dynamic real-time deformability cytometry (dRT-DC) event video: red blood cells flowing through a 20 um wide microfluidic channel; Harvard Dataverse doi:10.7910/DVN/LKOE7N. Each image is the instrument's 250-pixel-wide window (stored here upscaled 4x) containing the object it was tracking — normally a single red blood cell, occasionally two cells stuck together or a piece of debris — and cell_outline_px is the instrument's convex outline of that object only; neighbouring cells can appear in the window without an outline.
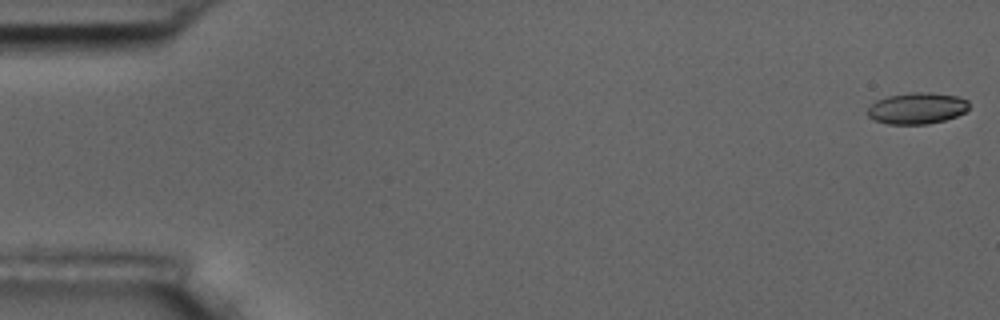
{"species": "common noctule bat (a hibernating species)", "species_latin": "Nyctalus noctula", "temperature_condition": "room temperature", "stored_images_in_passage": 5, "camera_frame_rate_fps": 3000, "um_per_image_px": 0.085, "animal": {"sex": "male", "body_mass_g": 17.5, "forearm_length_mm": 52.3}, "frame": {"image": 1, "passage_image": 1, "time_ms": 0.0, "image_size_px": [1000, 320], "cell_outline_px": [[968, 108], [964, 112], [956, 116], [944, 120], [928, 124], [888, 124], [872, 120], [868, 116], [868, 108], [876, 100], [888, 96], [912, 92], [928, 92], [956, 96], [968, 100]], "centroid_in_image_um": [77.92, 9.21], "position_along_channel_um": 7.1, "area_um2": 18.5}}
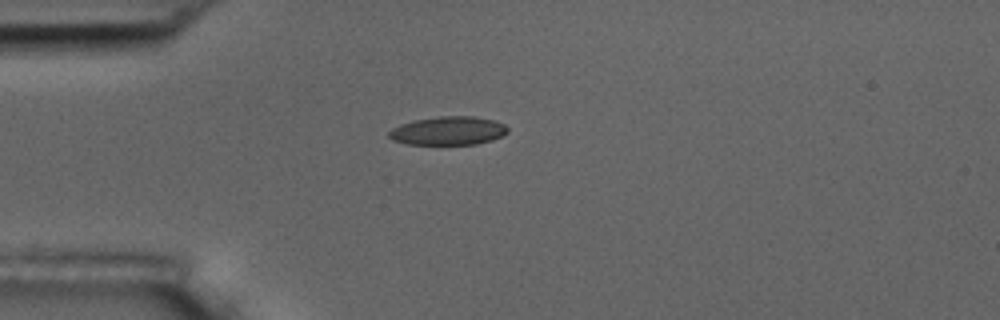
{"frame": {"image": 2, "passage_image": 5, "time_ms": 4.667, "image_size_px": [1000, 320], "cell_outline_px": [[508, 132], [492, 140], [476, 144], [408, 144], [392, 140], [388, 136], [388, 132], [392, 128], [400, 124], [412, 120], [440, 116], [476, 116], [496, 120], [504, 124], [508, 128]], "centroid_in_image_um": [38.09, 11.1], "position_along_channel_um": 46.9, "area_um2": 19.88}}